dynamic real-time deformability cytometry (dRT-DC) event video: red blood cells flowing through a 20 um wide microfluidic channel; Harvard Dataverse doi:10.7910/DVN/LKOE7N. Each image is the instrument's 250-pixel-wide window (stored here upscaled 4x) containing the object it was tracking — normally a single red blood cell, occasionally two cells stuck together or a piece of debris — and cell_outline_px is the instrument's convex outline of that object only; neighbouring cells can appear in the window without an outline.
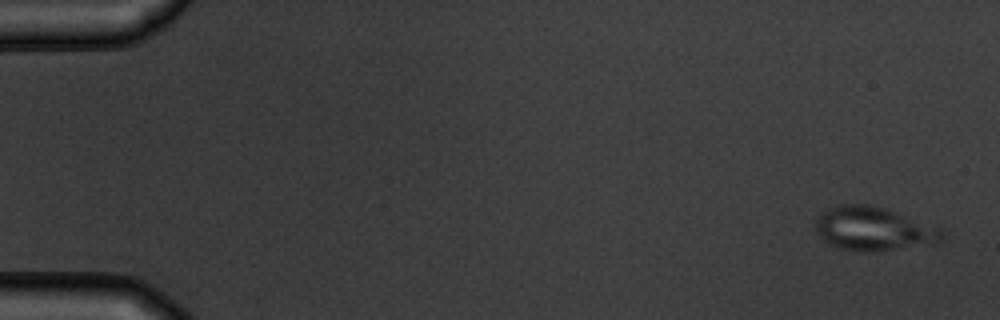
{"species": "common noctule bat (a hibernating species)", "species_latin": "Nyctalus noctula", "temperature_condition": "warm", "stored_images_in_passage": 5, "camera_frame_rate_fps": 3000, "um_per_image_px": 0.085, "animal": {"sex": "male", "body_mass_g": 19.5, "forearm_length_mm": 54.6}, "frame": {"image": 1, "passage_image": 1, "time_ms": 0.0, "image_size_px": [1000, 320], "cell_outline_px": [[944, 236], [940, 244], [880, 252], [860, 252], [840, 248], [824, 240], [816, 232], [816, 220], [820, 212], [836, 204], [868, 204], [884, 208], [944, 228]], "centroid_in_image_um": [74.33, 19.47], "position_along_channel_um": 10.7, "area_um2": 33.06}}